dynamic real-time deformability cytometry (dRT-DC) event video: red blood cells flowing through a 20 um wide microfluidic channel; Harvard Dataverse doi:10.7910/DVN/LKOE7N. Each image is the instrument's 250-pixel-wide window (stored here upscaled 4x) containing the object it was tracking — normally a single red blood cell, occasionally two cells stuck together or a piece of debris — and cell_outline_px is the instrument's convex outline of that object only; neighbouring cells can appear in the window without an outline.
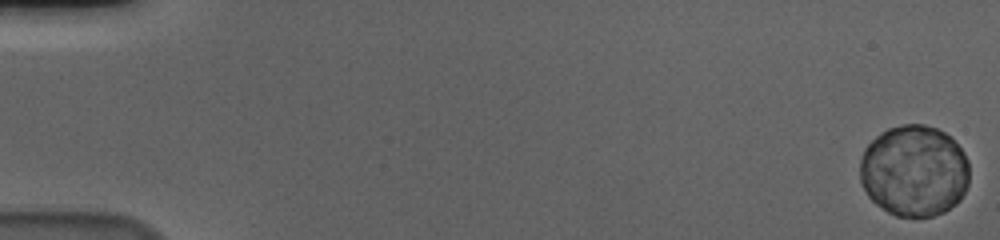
{"species": "human", "species_latin": "Homo sapiens", "temperature_condition": "cold", "stored_images_in_passage": 59, "camera_frame_rate_fps": 3000, "um_per_image_px": 0.085, "donor": {"sex": "male"}, "frame": {"image": 1, "passage_image": 1, "time_ms": 0.0, "image_size_px": [1000, 240], "cell_outline_px": [[968, 184], [960, 200], [956, 204], [944, 212], [932, 216], [896, 216], [888, 212], [876, 204], [868, 196], [860, 180], [860, 160], [864, 148], [876, 136], [888, 128], [904, 124], [924, 124], [936, 128], [944, 132], [964, 152], [968, 160]], "centroid_in_image_um": [77.69, 14.52], "position_along_channel_um": 7.3, "area_um2": 58.38}}
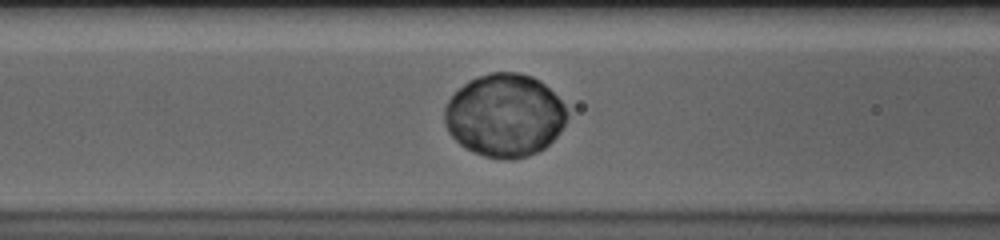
{"frame": {"image": 2, "passage_image": 26, "time_ms": 8.333, "image_size_px": [1000, 240], "cell_outline_px": [[568, 116], [560, 132], [544, 148], [528, 156], [512, 160], [484, 156], [464, 148], [448, 132], [444, 124], [444, 108], [448, 100], [468, 80], [476, 76], [492, 72], [516, 72], [532, 76], [544, 84], [564, 104]], "centroid_in_image_um": [42.88, 9.81], "position_along_channel_um": 123.7, "area_um2": 59.19}}
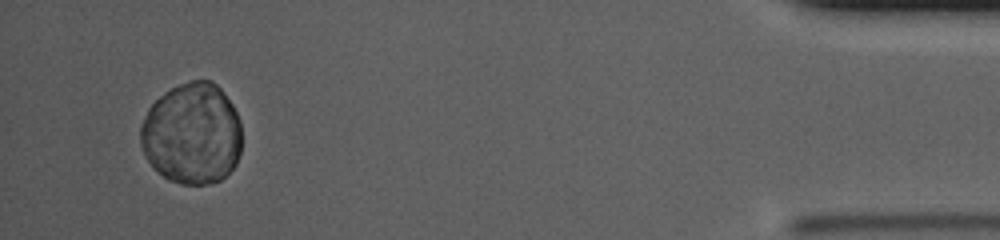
{"frame": {"image": 3, "passage_image": 57, "time_ms": 18.667, "image_size_px": [1000, 240], "cell_outline_px": [[240, 152], [236, 164], [220, 180], [204, 184], [180, 184], [168, 180], [152, 168], [144, 156], [140, 144], [140, 128], [144, 116], [148, 108], [164, 92], [180, 84], [192, 80], [212, 80], [220, 88], [232, 104], [236, 112], [240, 124]], "centroid_in_image_um": [16.29, 11.37], "position_along_channel_um": 418.9, "area_um2": 60.11}}